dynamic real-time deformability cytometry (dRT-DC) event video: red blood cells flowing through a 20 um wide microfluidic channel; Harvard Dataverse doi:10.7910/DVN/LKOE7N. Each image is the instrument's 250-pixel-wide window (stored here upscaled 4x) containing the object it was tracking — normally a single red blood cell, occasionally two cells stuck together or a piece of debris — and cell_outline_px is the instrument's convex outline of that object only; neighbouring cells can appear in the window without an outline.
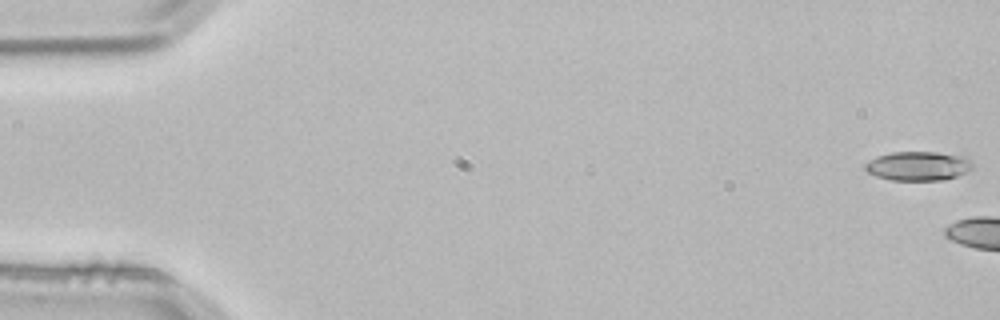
{"species": "common noctule bat (a hibernating species)", "species_latin": "Nyctalus noctula", "temperature_condition": "room temperature", "stored_images_in_passage": 2, "segment_of_instrument_passage": [2, 2], "camera_frame_rate_fps": 3000, "um_per_image_px": 0.085, "animal": {"sex": "male", "body_mass_g": 21.5, "forearm_length_mm": 52.0}, "frame": {"image": 1, "passage_image": 2, "time_ms": 0.333, "image_size_px": [1000, 320], "cell_outline_px": [[972, 168], [968, 172], [944, 180], [892, 180], [876, 176], [868, 172], [864, 168], [864, 164], [876, 156], [892, 152], [936, 152], [964, 156], [972, 160]], "centroid_in_image_um": [78.06, 14.1], "position_along_channel_um": 6.9, "area_um2": 18.32}}